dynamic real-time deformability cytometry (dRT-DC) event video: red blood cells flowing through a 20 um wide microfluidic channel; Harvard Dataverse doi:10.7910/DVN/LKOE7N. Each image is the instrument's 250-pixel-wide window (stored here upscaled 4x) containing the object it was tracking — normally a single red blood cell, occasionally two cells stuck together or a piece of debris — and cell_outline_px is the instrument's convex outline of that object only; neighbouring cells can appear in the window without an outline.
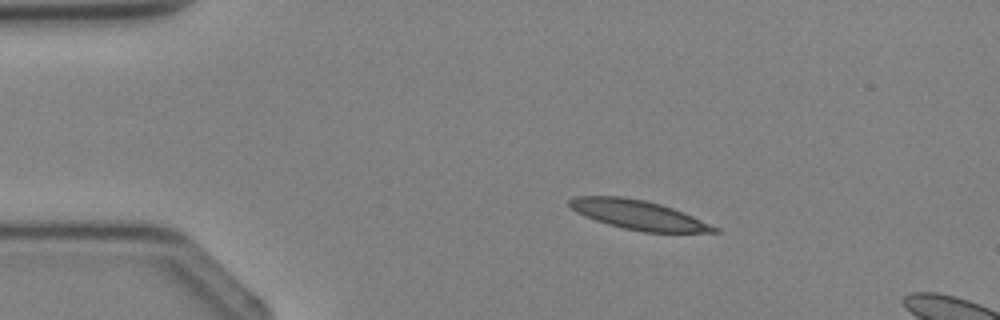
{"species": "Egyptian fruit bat (a non-hibernating species)", "species_latin": "Rousettus aegyptiacus", "temperature_condition": "cold", "stored_images_in_passage": 3, "camera_frame_rate_fps": 3000, "um_per_image_px": 0.085, "animal": {"sex": "female"}, "frame": {"image": 1, "passage_image": 1, "time_ms": 0.0, "image_size_px": [1000, 320], "cell_outline_px": [[720, 232], [644, 232], [624, 228], [608, 224], [584, 216], [576, 212], [568, 204], [568, 200], [572, 196], [624, 196], [644, 200], [660, 204], [684, 212], [720, 228]], "centroid_in_image_um": [54.25, 18.25], "position_along_channel_um": 30.7, "area_um2": 24.68}}